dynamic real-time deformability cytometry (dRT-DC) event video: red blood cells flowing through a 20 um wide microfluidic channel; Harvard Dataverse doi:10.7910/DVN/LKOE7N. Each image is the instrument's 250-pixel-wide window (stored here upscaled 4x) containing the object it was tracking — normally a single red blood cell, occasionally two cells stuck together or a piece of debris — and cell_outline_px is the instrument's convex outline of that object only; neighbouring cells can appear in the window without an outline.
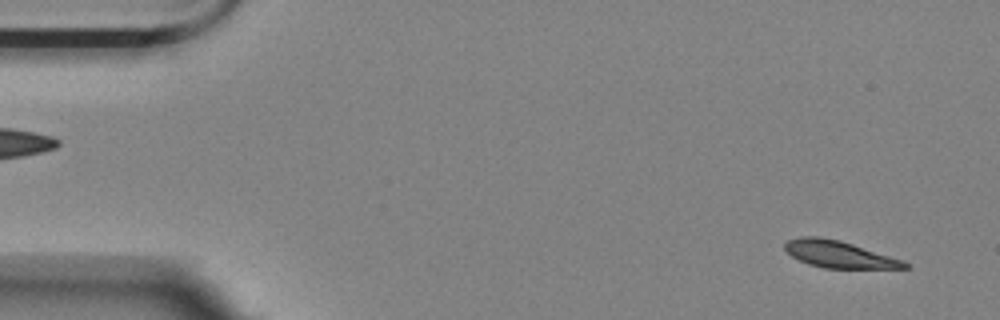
{"species": "Egyptian fruit bat (a non-hibernating species)", "species_latin": "Rousettus aegyptiacus", "temperature_condition": "room temperature", "stored_images_in_passage": 18, "camera_frame_rate_fps": 3000, "um_per_image_px": 0.085, "animal": {"sex": "female"}, "frame": {"image": 1, "passage_image": 2, "time_ms": 0.333, "image_size_px": [1000, 320], "cell_outline_px": [[908, 268], [824, 268], [808, 264], [792, 256], [784, 248], [784, 244], [788, 240], [800, 236], [820, 236], [840, 240], [904, 260], [908, 264]], "centroid_in_image_um": [71.3, 21.6], "position_along_channel_um": 13.7, "area_um2": 18.73}}
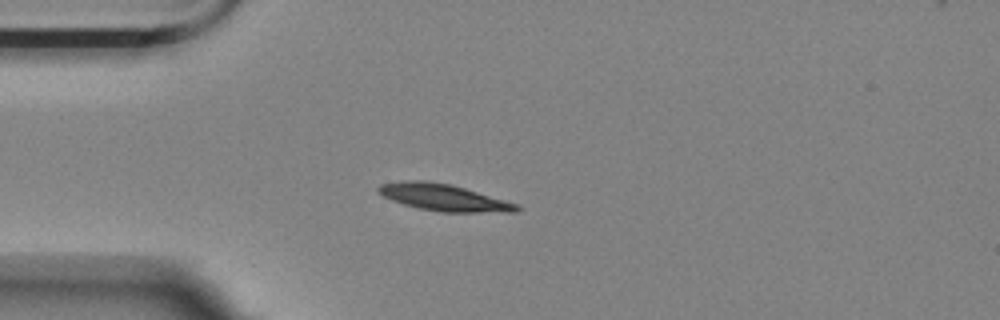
{"frame": {"image": 2, "passage_image": 13, "time_ms": 4.0, "image_size_px": [1000, 320], "cell_outline_px": [[524, 208], [516, 212], [440, 212], [420, 208], [404, 204], [392, 200], [376, 192], [376, 188], [380, 184], [404, 180], [424, 180], [452, 184], [520, 204]], "centroid_in_image_um": [37.76, 16.78], "position_along_channel_um": 47.2, "area_um2": 21.85}}
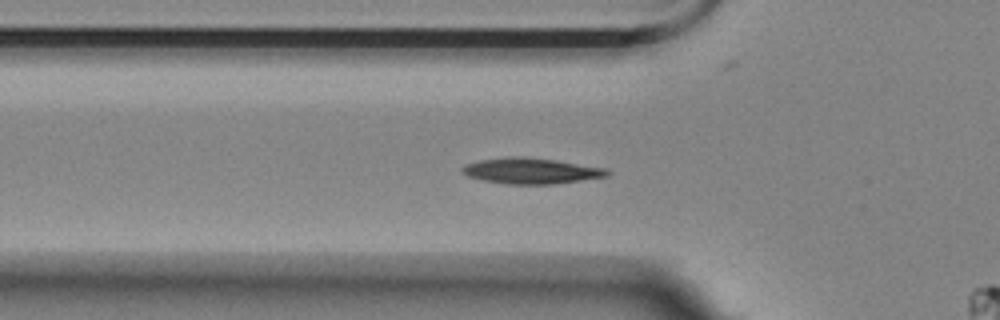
{"frame": {"image": 3, "passage_image": 17, "time_ms": 5.333, "image_size_px": [1000, 320], "cell_outline_px": [[612, 172], [608, 176], [556, 184], [508, 184], [484, 180], [468, 176], [460, 172], [460, 168], [464, 164], [480, 160], [508, 156], [524, 156], [556, 160], [608, 168]], "centroid_in_image_um": [45.16, 14.51], "position_along_channel_um": 80.6, "area_um2": 22.08}}